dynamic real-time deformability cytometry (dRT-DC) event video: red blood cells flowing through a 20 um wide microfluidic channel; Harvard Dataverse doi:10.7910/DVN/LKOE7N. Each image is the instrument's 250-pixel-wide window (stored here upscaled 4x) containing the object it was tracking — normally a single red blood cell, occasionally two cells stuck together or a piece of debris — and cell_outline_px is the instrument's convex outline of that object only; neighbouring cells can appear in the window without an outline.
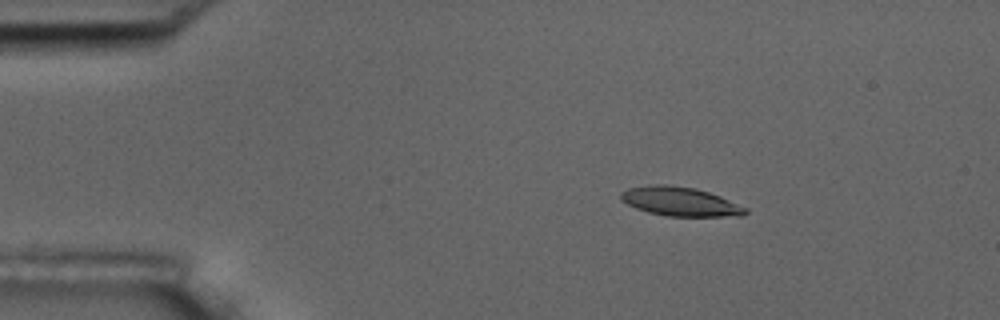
{"species": "common noctule bat (a hibernating species)", "species_latin": "Nyctalus noctula", "temperature_condition": "room temperature", "stored_images_in_passage": 3, "camera_frame_rate_fps": 3000, "um_per_image_px": 0.085, "animal": {"sex": "male", "body_mass_g": 17.5, "forearm_length_mm": 52.3}, "frame": {"image": 1, "passage_image": 1, "time_ms": 0.0, "image_size_px": [1000, 320], "cell_outline_px": [[748, 212], [744, 216], [668, 216], [648, 212], [636, 208], [620, 200], [620, 192], [628, 188], [652, 184], [664, 184], [696, 188], [720, 196], [748, 208]], "centroid_in_image_um": [57.82, 17.13], "position_along_channel_um": 27.2, "area_um2": 21.15}}